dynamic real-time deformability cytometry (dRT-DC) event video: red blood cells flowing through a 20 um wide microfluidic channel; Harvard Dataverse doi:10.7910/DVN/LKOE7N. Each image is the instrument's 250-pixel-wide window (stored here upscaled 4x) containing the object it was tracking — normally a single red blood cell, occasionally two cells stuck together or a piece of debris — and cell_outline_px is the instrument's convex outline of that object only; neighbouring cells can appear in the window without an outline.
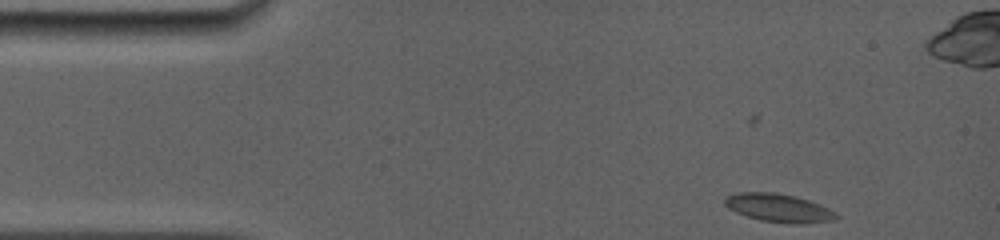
{"species": "common noctule bat (a hibernating species)", "species_latin": "Nyctalus noctula", "temperature_condition": "room temperature", "stored_images_in_passage": 4, "camera_frame_rate_fps": 5000, "um_per_image_px": 0.085, "animal": {"sex": "female", "body_mass_g": 19.0, "forearm_length_mm": 56.7}, "frame": {"image": 1, "passage_image": 1, "time_ms": 0.0, "image_size_px": [1000, 240], "cell_outline_px": [[840, 216], [836, 220], [760, 220], [736, 212], [728, 208], [724, 204], [724, 196], [736, 192], [776, 192], [796, 196], [808, 200], [828, 208], [836, 212]], "centroid_in_image_um": [66.07, 17.59], "position_along_channel_um": 18.9, "area_um2": 17.34}}